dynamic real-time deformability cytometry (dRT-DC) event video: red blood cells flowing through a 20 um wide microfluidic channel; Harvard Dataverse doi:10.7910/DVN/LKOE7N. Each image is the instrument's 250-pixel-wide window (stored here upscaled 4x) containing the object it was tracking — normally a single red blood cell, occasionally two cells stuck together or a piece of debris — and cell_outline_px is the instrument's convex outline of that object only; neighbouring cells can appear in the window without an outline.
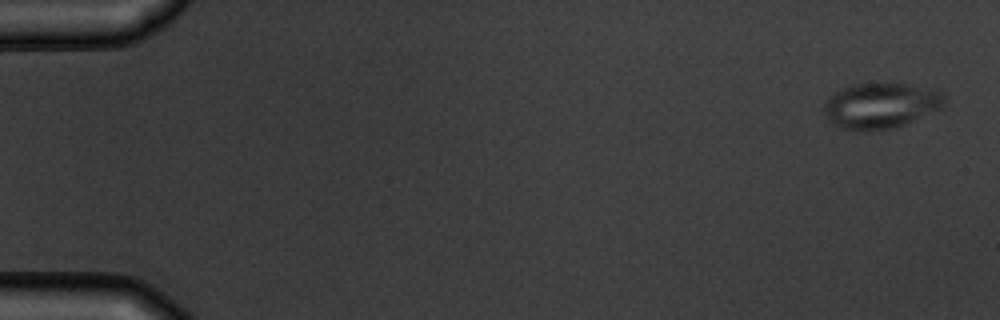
{"species": "common noctule bat (a hibernating species)", "species_latin": "Nyctalus noctula", "temperature_condition": "warm", "stored_images_in_passage": 5, "camera_frame_rate_fps": 3000, "um_per_image_px": 0.085, "animal": {"sex": "male", "body_mass_g": 19.5, "forearm_length_mm": 54.6}, "frame": {"image": 1, "passage_image": 1, "time_ms": 0.0, "image_size_px": [1000, 320], "cell_outline_px": [[948, 100], [944, 108], [904, 124], [892, 128], [868, 132], [860, 132], [844, 128], [832, 124], [828, 120], [824, 112], [824, 104], [836, 92], [852, 84], [908, 84], [940, 92]], "centroid_in_image_um": [74.89, 9.01], "position_along_channel_um": 10.1, "area_um2": 31.91}}